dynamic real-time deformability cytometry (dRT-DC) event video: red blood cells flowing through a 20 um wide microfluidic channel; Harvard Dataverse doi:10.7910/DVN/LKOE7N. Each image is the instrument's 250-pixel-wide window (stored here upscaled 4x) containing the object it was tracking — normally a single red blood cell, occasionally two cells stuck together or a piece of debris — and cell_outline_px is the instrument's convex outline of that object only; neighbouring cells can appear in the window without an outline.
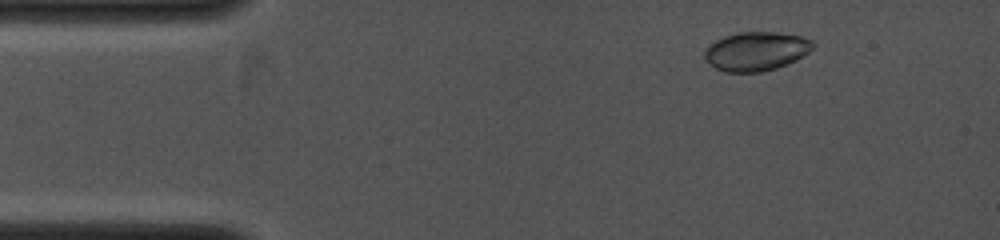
{"species": "common noctule bat (a hibernating species)", "species_latin": "Nyctalus noctula", "temperature_condition": "cold", "stored_images_in_passage": 8, "camera_frame_rate_fps": 4000, "um_per_image_px": 0.085, "animal": {"sex": "female", "body_mass_g": 19.0, "forearm_length_mm": 53.3}, "frame": {"image": 1, "passage_image": 1, "time_ms": 0.0, "image_size_px": [1000, 240], "cell_outline_px": [[816, 44], [804, 56], [796, 60], [776, 68], [760, 72], [724, 72], [716, 68], [704, 60], [704, 48], [708, 44], [724, 36], [740, 32], [776, 32], [800, 36], [812, 40]], "centroid_in_image_um": [64.24, 4.35], "position_along_channel_um": 20.8, "area_um2": 24.74}}
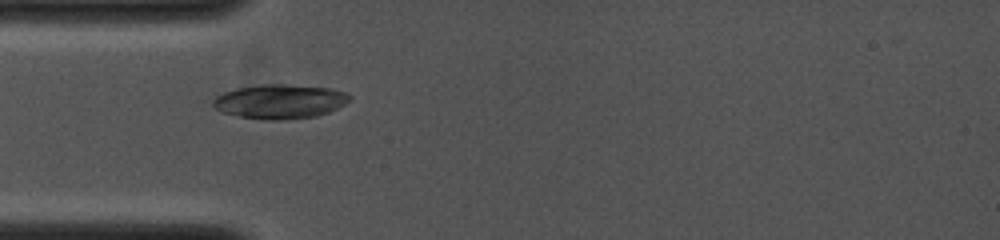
{"frame": {"image": 2, "passage_image": 6, "time_ms": 2.25, "image_size_px": [1000, 240], "cell_outline_px": [[352, 100], [328, 112], [316, 116], [284, 120], [268, 120], [240, 116], [220, 112], [212, 104], [212, 100], [216, 96], [224, 92], [236, 88], [260, 84], [284, 84], [332, 88], [344, 92], [352, 96]], "centroid_in_image_um": [23.79, 8.62], "position_along_channel_um": 61.2, "area_um2": 27.4}}
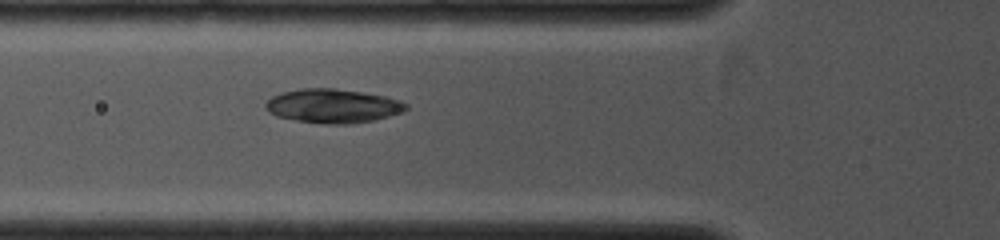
{"frame": {"image": 3, "passage_image": 8, "time_ms": 3.0, "image_size_px": [1000, 240], "cell_outline_px": [[408, 108], [404, 112], [376, 120], [352, 124], [324, 124], [296, 120], [276, 116], [268, 112], [264, 108], [264, 104], [272, 96], [284, 92], [300, 88], [336, 88], [364, 92], [384, 96], [400, 100], [408, 104]], "centroid_in_image_um": [28.31, 9.01], "position_along_channel_um": 97.5, "area_um2": 28.15}}